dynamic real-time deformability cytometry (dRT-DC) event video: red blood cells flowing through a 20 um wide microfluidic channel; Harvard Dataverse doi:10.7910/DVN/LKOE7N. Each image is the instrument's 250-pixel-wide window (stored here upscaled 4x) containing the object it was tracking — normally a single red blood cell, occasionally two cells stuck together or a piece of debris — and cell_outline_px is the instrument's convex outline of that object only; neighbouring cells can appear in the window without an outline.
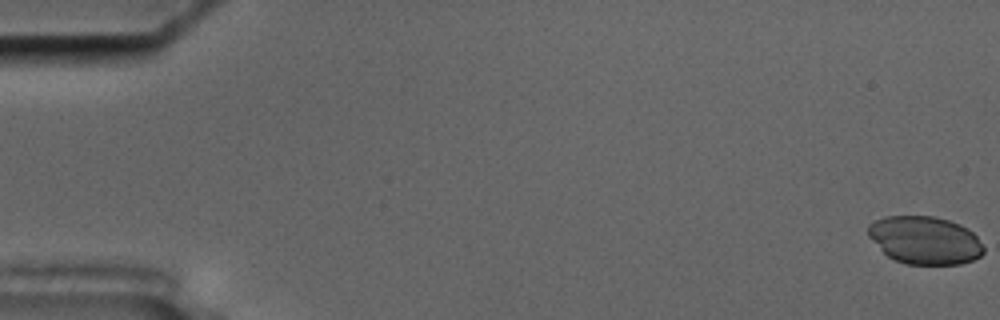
{"species": "common noctule bat (a hibernating species)", "species_latin": "Nyctalus noctula", "temperature_condition": "cold", "stored_images_in_passage": 56, "camera_frame_rate_fps": 3000, "um_per_image_px": 0.085, "animal": {"sex": "male", "body_mass_g": 17.5, "forearm_length_mm": 52.3}, "frame": {"image": 1, "passage_image": 1, "time_ms": 0.0, "image_size_px": [1000, 320], "cell_outline_px": [[984, 252], [980, 256], [972, 260], [960, 264], [904, 264], [888, 256], [868, 236], [868, 224], [884, 216], [932, 216], [948, 220], [960, 224], [972, 232], [976, 236], [984, 248]], "centroid_in_image_um": [78.61, 20.41], "position_along_channel_um": 6.4, "area_um2": 32.08}}